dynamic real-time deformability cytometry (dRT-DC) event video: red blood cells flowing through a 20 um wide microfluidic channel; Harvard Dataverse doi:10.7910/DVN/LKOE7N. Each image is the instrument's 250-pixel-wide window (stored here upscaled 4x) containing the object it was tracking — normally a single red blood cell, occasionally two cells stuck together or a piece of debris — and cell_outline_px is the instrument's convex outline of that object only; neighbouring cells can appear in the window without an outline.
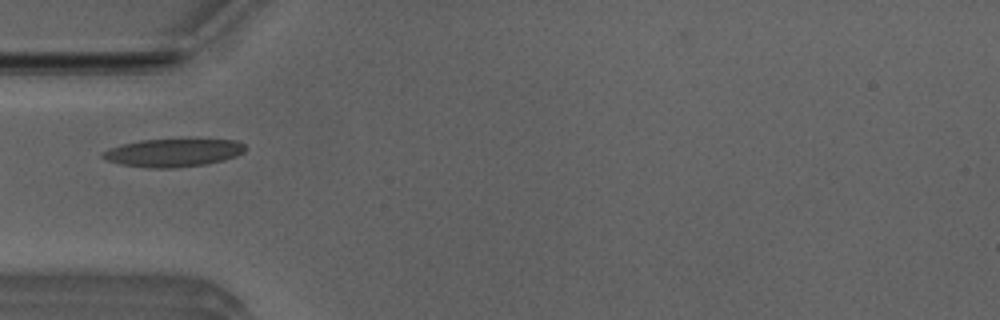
{"species": "Egyptian fruit bat (a non-hibernating species)", "species_latin": "Rousettus aegyptiacus", "temperature_condition": "room temperature", "stored_images_in_passage": 5, "camera_frame_rate_fps": 3000, "um_per_image_px": 0.085, "animal": {"sex": "male"}, "frame": {"image": 1, "passage_image": 2, "time_ms": 0.333, "image_size_px": [1000, 320], "cell_outline_px": [[248, 148], [244, 152], [236, 156], [224, 160], [204, 164], [176, 168], [148, 168], [120, 164], [108, 160], [100, 156], [108, 148], [120, 144], [140, 140], [236, 140], [244, 144]], "centroid_in_image_um": [14.72, 12.99], "position_along_channel_um": 70.3, "area_um2": 23.18}}